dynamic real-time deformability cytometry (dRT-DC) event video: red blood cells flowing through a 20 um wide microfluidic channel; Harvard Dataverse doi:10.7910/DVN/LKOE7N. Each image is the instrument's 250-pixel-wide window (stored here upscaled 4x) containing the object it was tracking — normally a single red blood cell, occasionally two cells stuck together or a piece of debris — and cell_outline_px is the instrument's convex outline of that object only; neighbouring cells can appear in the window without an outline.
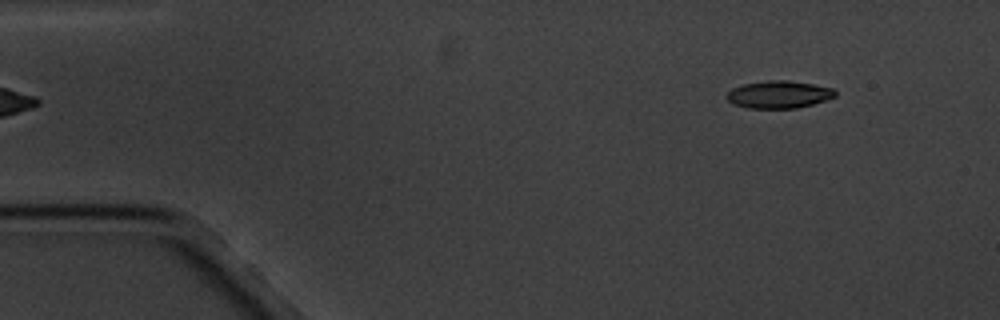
{"species": "common noctule bat (a hibernating species)", "species_latin": "Nyctalus noctula", "temperature_condition": "cold", "stored_images_in_passage": 6, "camera_frame_rate_fps": 3000, "um_per_image_px": 0.085, "animal": {"sex": "male", "body_mass_g": 20.1, "forearm_length_mm": 53.5}, "frame": {"image": 1, "passage_image": 2, "time_ms": 1.0, "image_size_px": [1000, 320], "cell_outline_px": [[836, 96], [812, 104], [796, 108], [748, 108], [732, 104], [724, 96], [732, 88], [744, 84], [768, 80], [788, 80], [812, 84], [832, 88], [836, 92]], "centroid_in_image_um": [66.16, 8.03], "position_along_channel_um": 18.8, "area_um2": 17.28}}
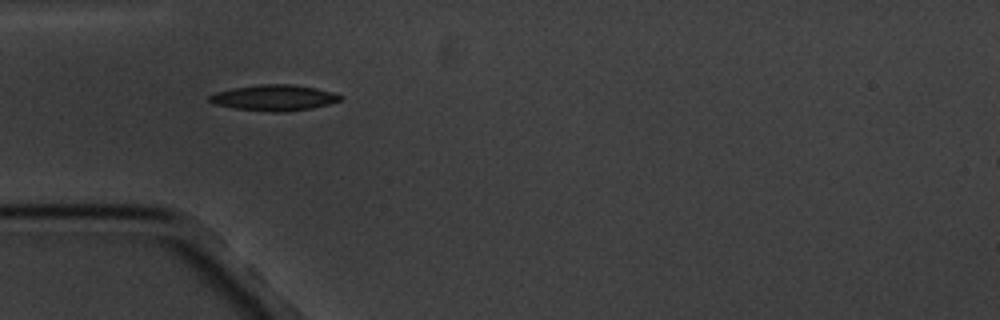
{"frame": {"image": 2, "passage_image": 5, "time_ms": 4.667, "image_size_px": [1000, 320], "cell_outline_px": [[344, 96], [340, 100], [328, 104], [312, 108], [276, 112], [272, 112], [236, 108], [216, 104], [208, 100], [208, 96], [216, 92], [232, 88], [260, 84], [292, 84], [316, 88], [332, 92]], "centroid_in_image_um": [23.3, 8.29], "position_along_channel_um": 61.7, "area_um2": 19.48}}
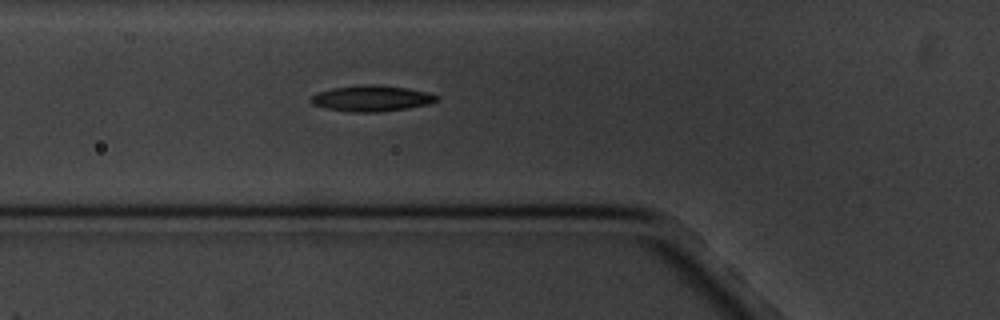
{"frame": {"image": 3, "passage_image": 6, "time_ms": 5.667, "image_size_px": [1000, 320], "cell_outline_px": [[440, 100], [428, 104], [408, 108], [380, 112], [348, 112], [324, 108], [312, 104], [308, 100], [316, 92], [332, 88], [360, 84], [376, 84], [408, 88], [440, 96]], "centroid_in_image_um": [31.55, 8.36], "position_along_channel_um": 94.3, "area_um2": 19.31}}